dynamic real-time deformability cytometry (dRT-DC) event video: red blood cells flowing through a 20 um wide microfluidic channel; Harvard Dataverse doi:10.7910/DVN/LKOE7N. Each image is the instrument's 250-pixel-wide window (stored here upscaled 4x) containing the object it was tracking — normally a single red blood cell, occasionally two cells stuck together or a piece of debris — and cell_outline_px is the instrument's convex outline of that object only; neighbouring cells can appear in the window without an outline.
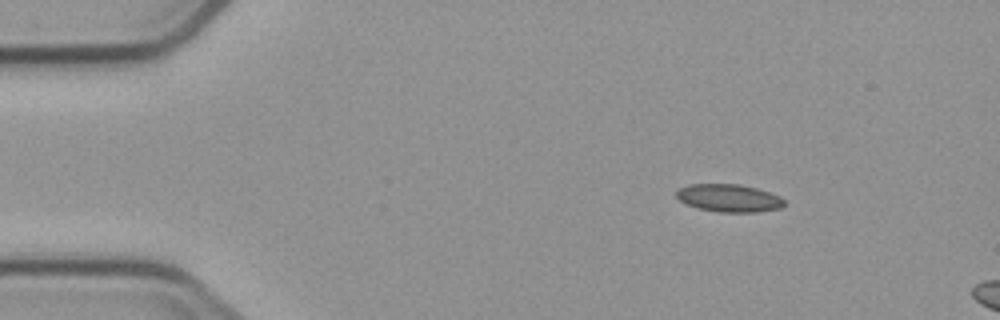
{"species": "common noctule bat (a hibernating species)", "species_latin": "Nyctalus noctula", "temperature_condition": "cold", "stored_images_in_passage": 2, "camera_frame_rate_fps": 3000, "um_per_image_px": 0.085, "animal": {"sex": "male", "body_mass_g": 23.1, "forearm_length_mm": 52.7}, "frame": {"image": 1, "passage_image": 1, "time_ms": 0.0, "image_size_px": [1000, 320], "cell_outline_px": [[784, 204], [780, 208], [756, 212], [720, 212], [696, 208], [680, 200], [676, 196], [676, 188], [688, 184], [740, 184], [756, 188], [780, 196], [784, 200]], "centroid_in_image_um": [61.92, 16.82], "position_along_channel_um": 23.1, "area_um2": 17.46}}